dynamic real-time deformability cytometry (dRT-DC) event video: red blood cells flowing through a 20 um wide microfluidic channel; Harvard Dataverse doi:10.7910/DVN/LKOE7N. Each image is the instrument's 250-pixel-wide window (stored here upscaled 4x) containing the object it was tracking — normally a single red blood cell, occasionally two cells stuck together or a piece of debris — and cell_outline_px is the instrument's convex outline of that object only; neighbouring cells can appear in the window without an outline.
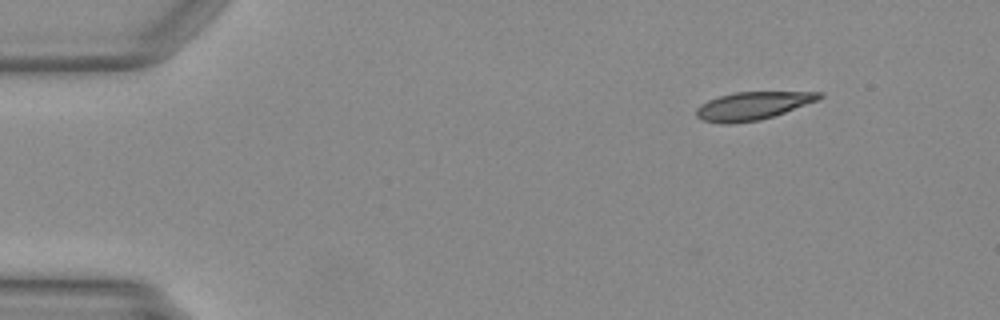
{"species": "Egyptian fruit bat (a non-hibernating species)", "species_latin": "Rousettus aegyptiacus", "temperature_condition": "warm", "stored_images_in_passage": 44, "camera_frame_rate_fps": 3000, "um_per_image_px": 0.085, "animal": {"sex": "female"}, "frame": {"image": 1, "passage_image": 1, "time_ms": 0.0, "image_size_px": [1000, 320], "cell_outline_px": [[824, 96], [816, 100], [784, 112], [760, 120], [732, 124], [724, 124], [700, 120], [696, 116], [696, 108], [700, 104], [708, 100], [720, 96], [736, 92], [824, 92]], "centroid_in_image_um": [63.91, 9.0], "position_along_channel_um": 21.1, "area_um2": 19.88}}
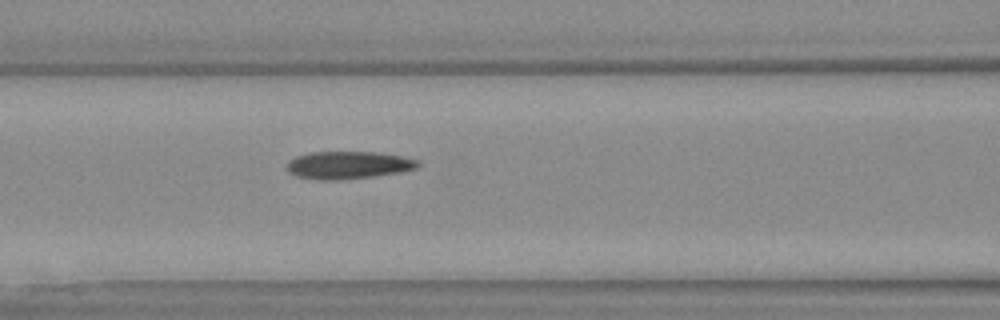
{"frame": {"image": 2, "passage_image": 16, "time_ms": 5.0, "image_size_px": [1000, 320], "cell_outline_px": [[420, 164], [416, 168], [400, 172], [344, 180], [316, 180], [296, 176], [288, 172], [284, 168], [288, 160], [296, 156], [312, 152], [380, 152], [404, 156], [420, 160]], "centroid_in_image_um": [29.57, 14.03], "position_along_channel_um": 137.0, "area_um2": 21.44}}
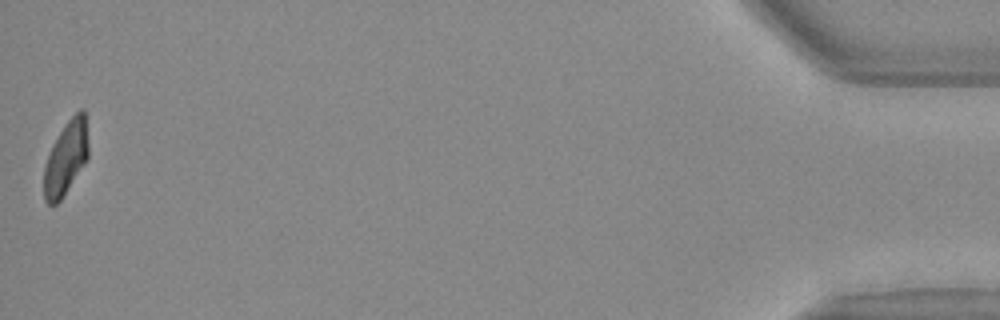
{"frame": {"image": 3, "passage_image": 44, "time_ms": 14.333, "image_size_px": [1000, 320], "cell_outline_px": [[88, 160], [60, 200], [56, 204], [48, 204], [44, 200], [44, 168], [52, 144], [64, 124], [80, 108], [84, 108], [88, 144]], "centroid_in_image_um": [5.61, 13.41], "position_along_channel_um": 429.6, "area_um2": 19.07}}